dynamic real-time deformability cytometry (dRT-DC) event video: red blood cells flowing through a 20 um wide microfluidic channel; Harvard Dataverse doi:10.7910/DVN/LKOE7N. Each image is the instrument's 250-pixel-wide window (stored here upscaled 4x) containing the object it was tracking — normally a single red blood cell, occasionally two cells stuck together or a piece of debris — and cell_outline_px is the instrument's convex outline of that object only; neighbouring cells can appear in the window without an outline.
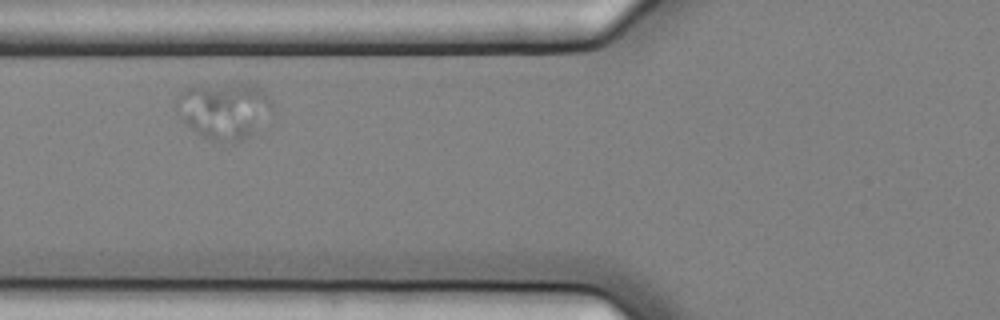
{"species": "common noctule bat (a hibernating species)", "species_latin": "Nyctalus noctula", "temperature_condition": "cold", "stored_images_in_passage": 5, "camera_frame_rate_fps": 3000, "um_per_image_px": 0.085, "animal": {"sex": "female", "body_mass_g": 25.1}, "frame": {"image": 1, "passage_image": 3, "time_ms": 0.667, "image_size_px": [1000, 320], "cell_outline_px": [[276, 112], [248, 136], [236, 144], [224, 148], [196, 132], [184, 124], [176, 108], [176, 96], [184, 88], [236, 84], [248, 84], [260, 88], [268, 96]], "centroid_in_image_um": [19.07, 9.47], "position_along_channel_um": 106.7, "area_um2": 32.31}}
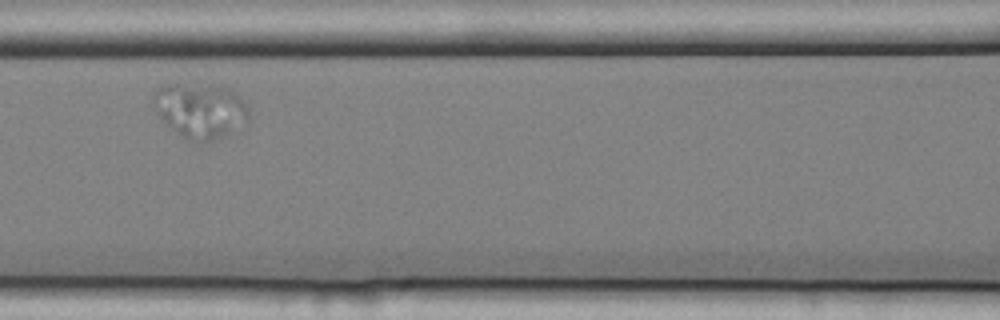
{"frame": {"image": 2, "passage_image": 4, "time_ms": 1.0, "image_size_px": [1000, 320], "cell_outline_px": [[248, 120], [224, 136], [212, 140], [188, 140], [176, 132], [156, 112], [152, 104], [152, 100], [156, 92], [160, 88], [168, 84], [212, 84], [228, 88], [236, 92], [244, 100], [248, 108]], "centroid_in_image_um": [17.04, 9.35], "position_along_channel_um": 149.6, "area_um2": 30.23}}
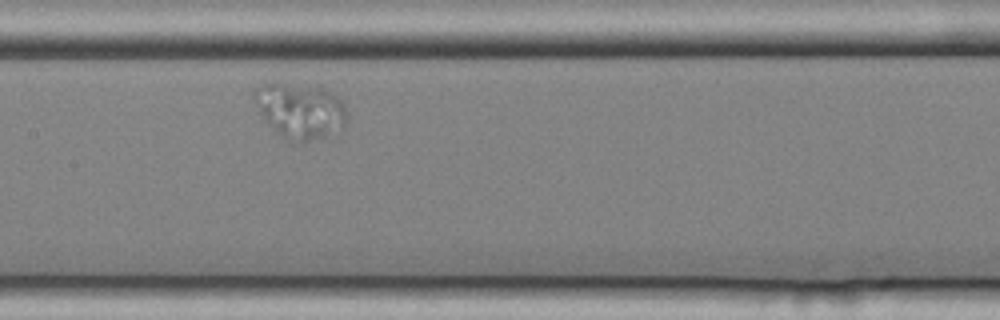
{"frame": {"image": 3, "passage_image": 5, "time_ms": 1.333, "image_size_px": [1000, 320], "cell_outline_px": [[348, 120], [344, 128], [308, 140], [288, 140], [276, 132], [260, 112], [252, 96], [256, 88], [264, 84], [320, 84], [332, 92], [344, 104], [348, 116]], "centroid_in_image_um": [25.56, 9.35], "position_along_channel_um": 181.8, "area_um2": 29.65}}